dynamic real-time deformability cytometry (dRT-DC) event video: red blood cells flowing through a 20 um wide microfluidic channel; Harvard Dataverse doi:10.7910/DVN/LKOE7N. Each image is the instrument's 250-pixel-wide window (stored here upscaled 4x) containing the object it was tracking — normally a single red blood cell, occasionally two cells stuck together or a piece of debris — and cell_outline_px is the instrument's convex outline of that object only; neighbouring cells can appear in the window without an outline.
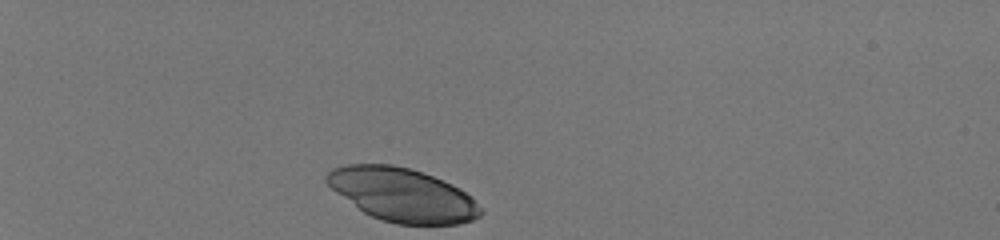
{"species": "human", "species_latin": "Homo sapiens", "temperature_condition": "room temperature", "stored_images_in_passage": 33, "camera_frame_rate_fps": 3000, "um_per_image_px": 0.085, "donor": {"sex": "male"}, "frame": {"image": 1, "passage_image": 1, "time_ms": 0.0, "image_size_px": [1000, 240], "cell_outline_px": [[484, 212], [480, 216], [472, 220], [460, 224], [396, 224], [380, 220], [364, 212], [336, 192], [324, 180], [324, 176], [332, 168], [344, 164], [392, 164], [424, 172], [444, 180], [460, 188], [472, 196], [484, 208]], "centroid_in_image_um": [34.25, 16.55], "position_along_channel_um": 50.8, "area_um2": 48.32}}
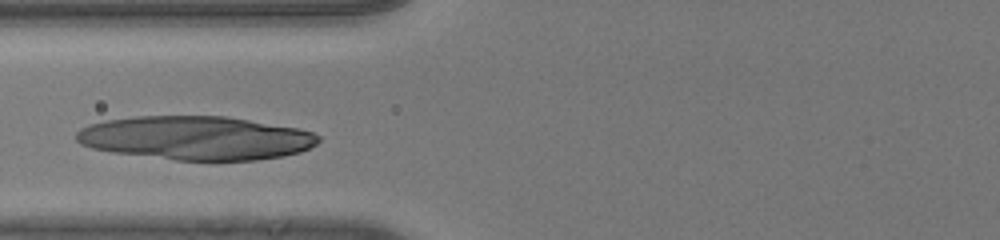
{"frame": {"image": 2, "passage_image": 10, "time_ms": 3.0, "image_size_px": [1000, 240], "cell_outline_px": [[320, 140], [316, 144], [300, 152], [284, 156], [256, 160], [176, 160], [112, 152], [92, 148], [80, 144], [76, 140], [76, 132], [80, 128], [88, 124], [104, 120], [136, 116], [228, 116], [300, 128], [312, 132], [320, 136]], "centroid_in_image_um": [16.65, 11.72], "position_along_channel_um": 109.1, "area_um2": 62.02}}
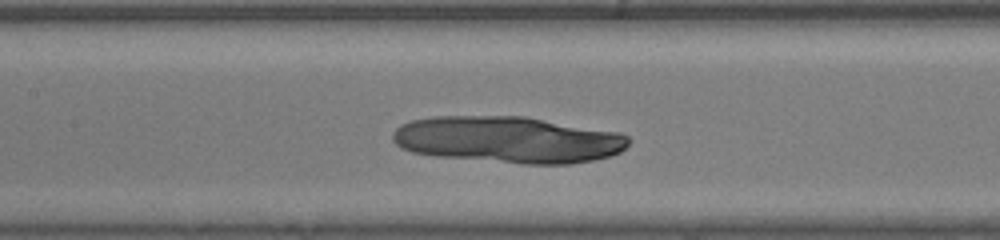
{"frame": {"image": 3, "passage_image": 14, "time_ms": 4.333, "image_size_px": [1000, 240], "cell_outline_px": [[632, 140], [620, 152], [612, 156], [592, 160], [568, 164], [524, 164], [436, 156], [412, 152], [400, 148], [392, 140], [392, 132], [400, 124], [412, 120], [432, 116], [524, 116], [620, 132], [628, 136]], "centroid_in_image_um": [43.18, 11.87], "position_along_channel_um": 164.2, "area_um2": 64.5}}